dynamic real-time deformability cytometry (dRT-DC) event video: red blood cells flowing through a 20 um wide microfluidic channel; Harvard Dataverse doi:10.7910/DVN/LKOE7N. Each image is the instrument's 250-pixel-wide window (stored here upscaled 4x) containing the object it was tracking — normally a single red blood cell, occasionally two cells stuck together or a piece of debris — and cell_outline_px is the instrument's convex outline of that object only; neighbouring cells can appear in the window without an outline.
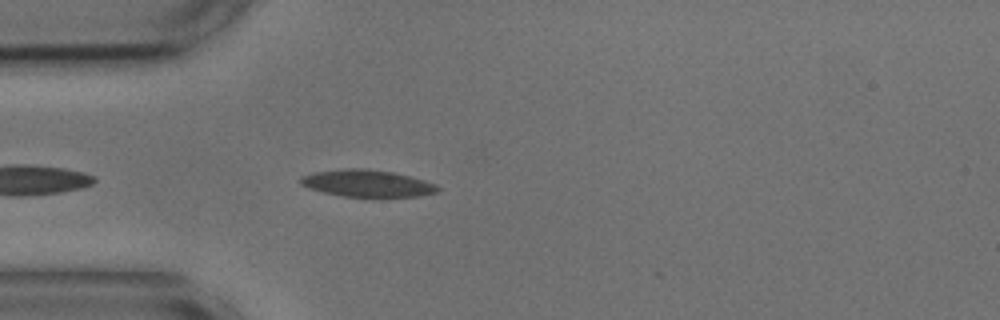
{"species": "common noctule bat (a hibernating species)", "species_latin": "Nyctalus noctula", "temperature_condition": "cold", "stored_images_in_passage": 25, "camera_frame_rate_fps": 3000, "um_per_image_px": 0.085, "animal": {"sex": "male", "body_mass_g": 17.9, "forearm_length_mm": 54.2}, "frame": {"image": 1, "passage_image": 1, "time_ms": 0.0, "image_size_px": [1000, 320], "cell_outline_px": [[440, 188], [436, 192], [420, 196], [344, 196], [324, 192], [308, 188], [300, 184], [300, 176], [312, 172], [344, 168], [364, 168], [392, 172], [424, 180], [436, 184]], "centroid_in_image_um": [31.17, 15.57], "position_along_channel_um": 53.8, "area_um2": 21.39}}